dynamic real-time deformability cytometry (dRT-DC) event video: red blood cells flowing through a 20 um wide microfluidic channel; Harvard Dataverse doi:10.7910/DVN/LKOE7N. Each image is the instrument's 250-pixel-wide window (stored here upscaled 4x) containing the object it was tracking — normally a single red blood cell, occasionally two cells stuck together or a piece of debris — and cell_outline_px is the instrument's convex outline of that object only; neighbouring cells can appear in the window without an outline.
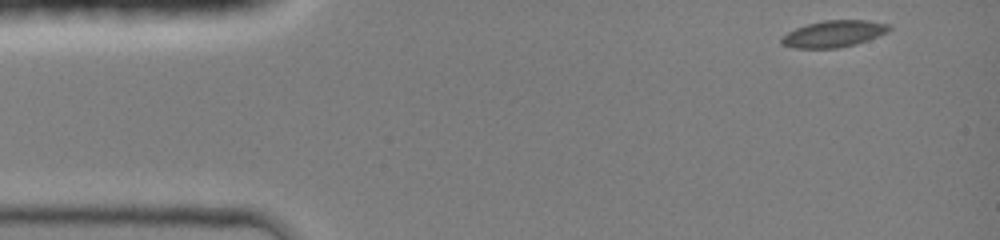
{"species": "common noctule bat (a hibernating species)", "species_latin": "Nyctalus noctula", "temperature_condition": "room temperature", "stored_images_in_passage": 5, "camera_frame_rate_fps": 3000, "um_per_image_px": 0.085, "animal": {"sex": "female", "body_mass_g": 19.0, "forearm_length_mm": 51.5}, "frame": {"image": 1, "passage_image": 1, "time_ms": 0.0, "image_size_px": [1000, 240], "cell_outline_px": [[892, 28], [888, 32], [868, 40], [856, 44], [836, 48], [792, 48], [780, 44], [780, 36], [796, 28], [808, 24], [824, 20], [868, 20], [888, 24]], "centroid_in_image_um": [70.84, 2.88], "position_along_channel_um": 14.2, "area_um2": 16.82}}
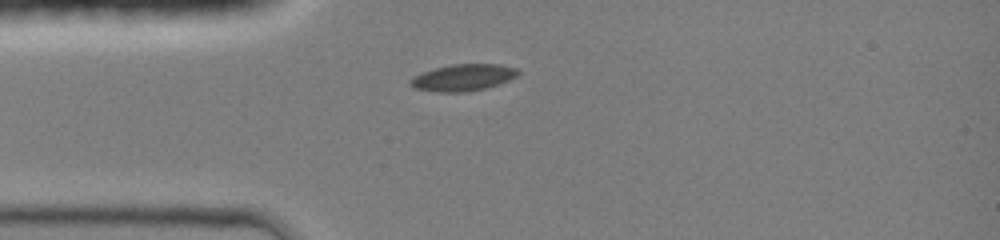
{"frame": {"image": 2, "passage_image": 4, "time_ms": 2.667, "image_size_px": [1000, 240], "cell_outline_px": [[520, 72], [516, 76], [500, 84], [484, 88], [464, 92], [436, 92], [416, 88], [408, 84], [408, 80], [412, 76], [436, 68], [452, 64], [500, 64], [520, 68]], "centroid_in_image_um": [39.37, 6.58], "position_along_channel_um": 45.6, "area_um2": 16.82}}
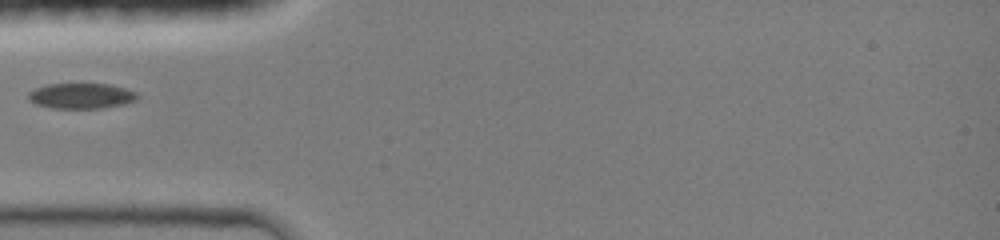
{"frame": {"image": 3, "passage_image": 5, "time_ms": 3.667, "image_size_px": [1000, 240], "cell_outline_px": [[140, 96], [136, 100], [124, 104], [104, 108], [52, 108], [36, 104], [28, 100], [28, 92], [36, 88], [48, 84], [108, 84], [124, 88], [136, 92]], "centroid_in_image_um": [6.91, 8.15], "position_along_channel_um": 78.1, "area_um2": 16.18}}